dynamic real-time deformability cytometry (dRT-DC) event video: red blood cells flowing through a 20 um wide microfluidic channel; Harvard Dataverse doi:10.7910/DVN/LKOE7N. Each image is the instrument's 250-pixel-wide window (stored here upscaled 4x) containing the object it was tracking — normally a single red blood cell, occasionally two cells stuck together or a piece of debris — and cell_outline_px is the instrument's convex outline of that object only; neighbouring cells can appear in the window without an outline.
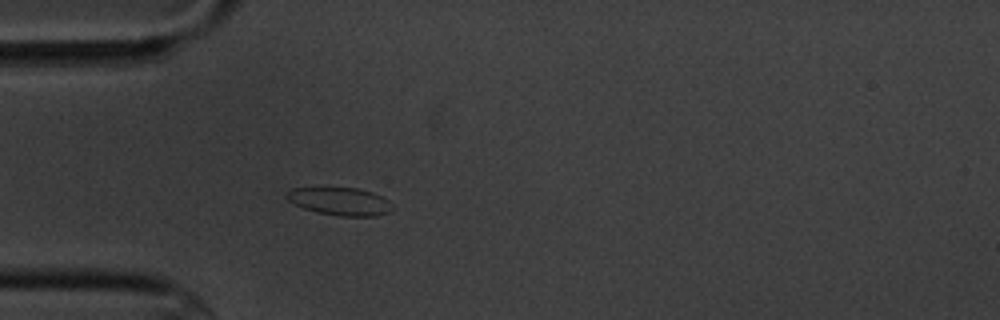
{"species": "common noctule bat (a hibernating species)", "species_latin": "Nyctalus noctula", "temperature_condition": "cold", "stored_images_in_passage": 4, "camera_frame_rate_fps": 3000, "um_per_image_px": 0.085, "animal": {"sex": "male", "body_mass_g": 20.1, "forearm_length_mm": 53.5}, "frame": {"image": 1, "passage_image": 4, "time_ms": 3.333, "image_size_px": [1000, 320], "cell_outline_px": [[392, 208], [388, 212], [376, 216], [340, 216], [316, 212], [304, 208], [288, 200], [284, 196], [292, 188], [356, 188], [372, 192], [388, 200], [392, 204]], "centroid_in_image_um": [28.9, 17.12], "position_along_channel_um": 56.1, "area_um2": 16.94}}